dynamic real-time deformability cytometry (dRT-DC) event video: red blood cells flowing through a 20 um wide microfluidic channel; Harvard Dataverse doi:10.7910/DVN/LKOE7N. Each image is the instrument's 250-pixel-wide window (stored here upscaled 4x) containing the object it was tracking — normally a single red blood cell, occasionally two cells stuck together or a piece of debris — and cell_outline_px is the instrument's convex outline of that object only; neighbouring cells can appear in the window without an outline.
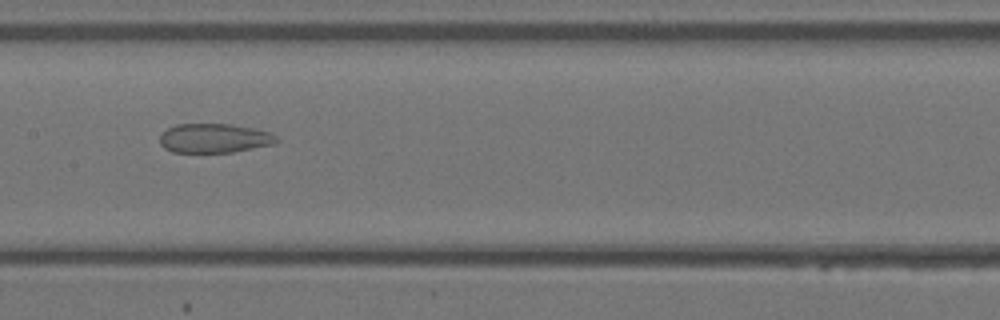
{"species": "Egyptian fruit bat (a non-hibernating species)", "species_latin": "Rousettus aegyptiacus", "temperature_condition": "warm", "stored_images_in_passage": 31, "camera_frame_rate_fps": 3000, "um_per_image_px": 0.085, "animal": {"sex": "female"}, "frame": {"image": 1, "passage_image": 13, "time_ms": 4.0, "image_size_px": [1000, 320], "cell_outline_px": [[280, 140], [276, 144], [232, 152], [172, 152], [164, 148], [160, 144], [160, 136], [168, 128], [176, 124], [232, 124], [252, 128], [268, 132], [276, 136]], "centroid_in_image_um": [18.23, 11.75], "position_along_channel_um": 189.2, "area_um2": 19.88}}
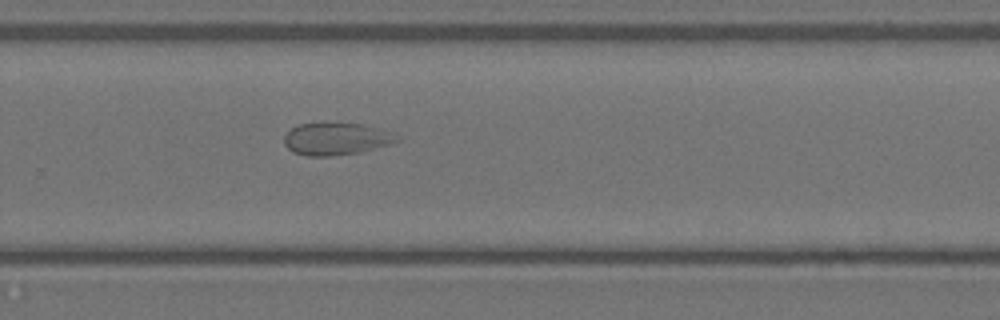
{"frame": {"image": 2, "passage_image": 19, "time_ms": 6.0, "image_size_px": [1000, 320], "cell_outline_px": [[400, 140], [392, 144], [360, 152], [332, 156], [308, 156], [292, 152], [284, 144], [284, 136], [296, 124], [320, 120], [332, 120], [360, 124], [392, 132]], "centroid_in_image_um": [28.52, 11.76], "position_along_channel_um": 301.3, "area_um2": 22.02}}
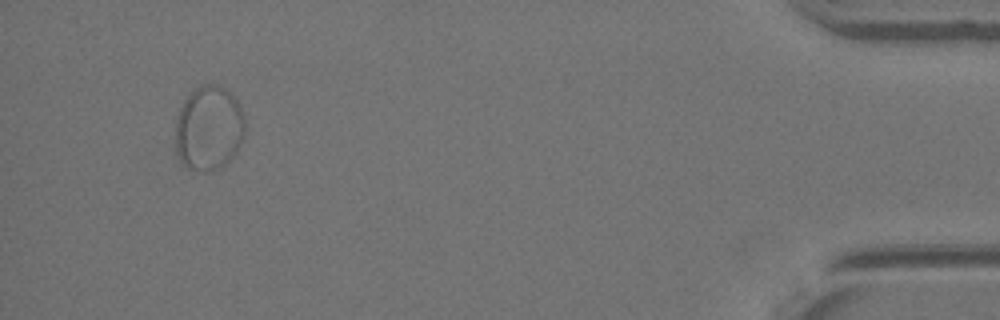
{"frame": {"image": 3, "passage_image": 29, "time_ms": 9.333, "image_size_px": [1000, 320], "cell_outline_px": [[244, 136], [236, 152], [220, 168], [208, 172], [204, 172], [188, 168], [180, 160], [176, 152], [176, 116], [184, 100], [196, 88], [204, 84], [216, 84], [224, 88], [240, 104], [244, 120]], "centroid_in_image_um": [17.74, 10.91], "position_along_channel_um": 417.5, "area_um2": 34.22}}